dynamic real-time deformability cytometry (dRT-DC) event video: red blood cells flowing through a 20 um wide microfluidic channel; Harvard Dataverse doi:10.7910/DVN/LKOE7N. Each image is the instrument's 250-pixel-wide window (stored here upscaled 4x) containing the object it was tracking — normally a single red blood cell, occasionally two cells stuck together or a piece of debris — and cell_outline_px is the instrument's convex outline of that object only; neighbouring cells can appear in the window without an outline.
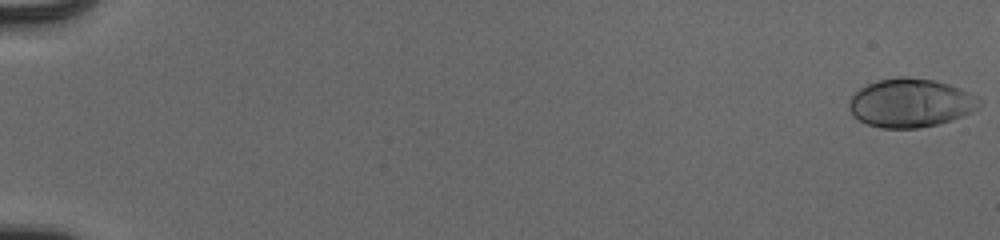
{"species": "human", "species_latin": "Homo sapiens", "temperature_condition": "cold", "stored_images_in_passage": 51, "camera_frame_rate_fps": 3000, "um_per_image_px": 0.085, "donor": {"sex": "male"}, "frame": {"image": 1, "passage_image": 1, "time_ms": 0.0, "image_size_px": [1000, 240], "cell_outline_px": [[984, 104], [980, 108], [972, 112], [952, 120], [940, 124], [920, 128], [880, 128], [868, 124], [852, 116], [848, 108], [848, 104], [852, 92], [868, 84], [880, 80], [900, 76], [908, 76], [936, 80], [960, 88], [984, 100]], "centroid_in_image_um": [77.42, 8.75], "position_along_channel_um": 7.6, "area_um2": 37.57}}
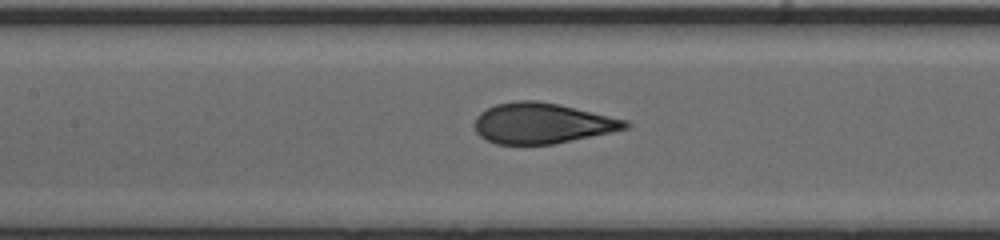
{"frame": {"image": 2, "passage_image": 28, "time_ms": 9.0, "image_size_px": [1000, 240], "cell_outline_px": [[632, 124], [628, 128], [612, 132], [552, 144], [496, 144], [480, 136], [476, 132], [472, 124], [476, 116], [480, 112], [496, 104], [516, 100], [536, 100], [560, 104], [628, 120]], "centroid_in_image_um": [46.07, 10.47], "position_along_channel_um": 161.3, "area_um2": 35.84}}
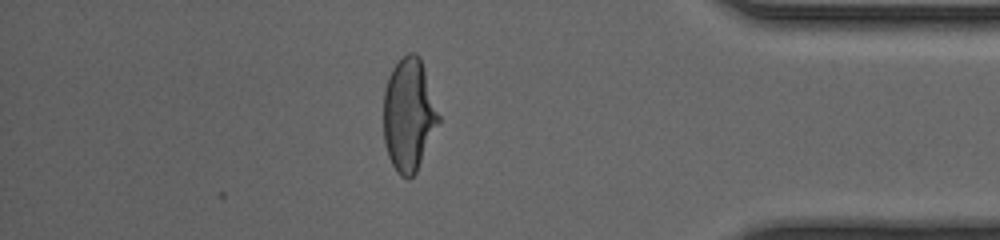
{"frame": {"image": 3, "passage_image": 48, "time_ms": 15.667, "image_size_px": [1000, 240], "cell_outline_px": [[440, 120], [416, 172], [408, 180], [400, 176], [396, 172], [388, 156], [384, 144], [384, 88], [388, 76], [392, 68], [408, 52], [416, 52], [420, 56], [440, 116]], "centroid_in_image_um": [34.73, 9.76], "position_along_channel_um": 400.5, "area_um2": 36.24}}